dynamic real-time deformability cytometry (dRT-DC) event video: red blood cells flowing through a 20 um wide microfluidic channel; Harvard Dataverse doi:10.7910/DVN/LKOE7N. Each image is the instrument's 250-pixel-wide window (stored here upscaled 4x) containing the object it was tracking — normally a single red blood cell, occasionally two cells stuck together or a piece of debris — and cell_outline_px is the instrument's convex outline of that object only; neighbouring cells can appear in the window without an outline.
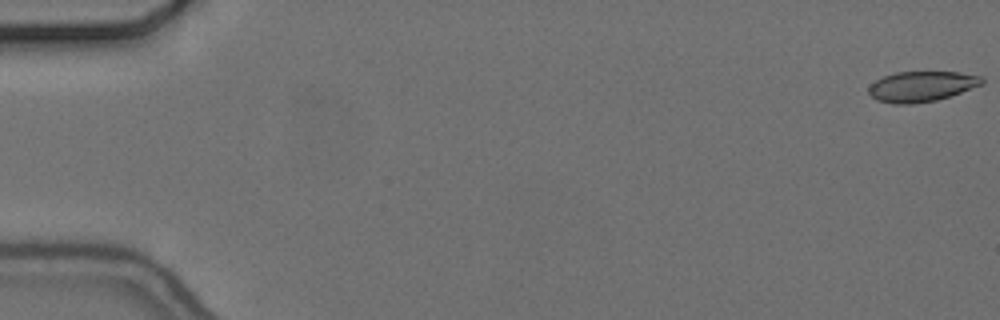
{"species": "common noctule bat (a hibernating species)", "species_latin": "Nyctalus noctula", "temperature_condition": "cold", "stored_images_in_passage": 10, "camera_frame_rate_fps": 3000, "um_per_image_px": 0.085, "animal": {"sex": "female", "body_mass_g": 24.6, "forearm_length_mm": 56.2}, "frame": {"image": 1, "passage_image": 1, "time_ms": 0.0, "image_size_px": [1000, 320], "cell_outline_px": [[984, 84], [936, 100], [912, 104], [892, 104], [876, 100], [868, 92], [868, 88], [876, 80], [884, 76], [896, 72], [956, 72], [984, 76]], "centroid_in_image_um": [78.34, 7.34], "position_along_channel_um": 6.7, "area_um2": 20.0}}